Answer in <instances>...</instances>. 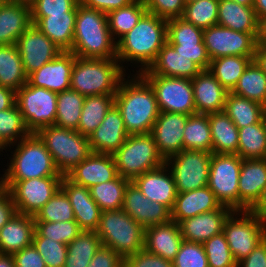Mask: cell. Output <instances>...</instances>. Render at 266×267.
Listing matches in <instances>:
<instances>
[{
    "label": "cell",
    "instance_id": "1",
    "mask_svg": "<svg viewBox=\"0 0 266 267\" xmlns=\"http://www.w3.org/2000/svg\"><path fill=\"white\" fill-rule=\"evenodd\" d=\"M167 42V20L146 12L138 23L116 43V59L125 69V62L141 73L157 58L158 52ZM132 63V64H131ZM138 64V66H137ZM140 64V65H139Z\"/></svg>",
    "mask_w": 266,
    "mask_h": 267
},
{
    "label": "cell",
    "instance_id": "2",
    "mask_svg": "<svg viewBox=\"0 0 266 267\" xmlns=\"http://www.w3.org/2000/svg\"><path fill=\"white\" fill-rule=\"evenodd\" d=\"M125 76L115 94L128 134L150 133L160 110L151 85L139 74ZM127 77V79H126Z\"/></svg>",
    "mask_w": 266,
    "mask_h": 267
},
{
    "label": "cell",
    "instance_id": "3",
    "mask_svg": "<svg viewBox=\"0 0 266 267\" xmlns=\"http://www.w3.org/2000/svg\"><path fill=\"white\" fill-rule=\"evenodd\" d=\"M71 52L79 58H116V42L111 36L106 13L77 3Z\"/></svg>",
    "mask_w": 266,
    "mask_h": 267
},
{
    "label": "cell",
    "instance_id": "4",
    "mask_svg": "<svg viewBox=\"0 0 266 267\" xmlns=\"http://www.w3.org/2000/svg\"><path fill=\"white\" fill-rule=\"evenodd\" d=\"M15 145V146H14ZM13 146L7 169L0 177V182H18L32 178L63 176L57 169L53 157L44 142L36 133H31ZM16 147V148H14ZM13 154V155H12Z\"/></svg>",
    "mask_w": 266,
    "mask_h": 267
},
{
    "label": "cell",
    "instance_id": "5",
    "mask_svg": "<svg viewBox=\"0 0 266 267\" xmlns=\"http://www.w3.org/2000/svg\"><path fill=\"white\" fill-rule=\"evenodd\" d=\"M128 75L116 58L75 57L70 89L84 96L115 95L121 80Z\"/></svg>",
    "mask_w": 266,
    "mask_h": 267
},
{
    "label": "cell",
    "instance_id": "6",
    "mask_svg": "<svg viewBox=\"0 0 266 267\" xmlns=\"http://www.w3.org/2000/svg\"><path fill=\"white\" fill-rule=\"evenodd\" d=\"M95 232L102 245L109 247L123 259L144 248L145 228L122 209L102 211Z\"/></svg>",
    "mask_w": 266,
    "mask_h": 267
},
{
    "label": "cell",
    "instance_id": "7",
    "mask_svg": "<svg viewBox=\"0 0 266 267\" xmlns=\"http://www.w3.org/2000/svg\"><path fill=\"white\" fill-rule=\"evenodd\" d=\"M118 175L132 182L143 173L165 164L151 133L129 134L123 145L112 154Z\"/></svg>",
    "mask_w": 266,
    "mask_h": 267
},
{
    "label": "cell",
    "instance_id": "8",
    "mask_svg": "<svg viewBox=\"0 0 266 267\" xmlns=\"http://www.w3.org/2000/svg\"><path fill=\"white\" fill-rule=\"evenodd\" d=\"M53 157L60 174L66 176L91 153L89 137L76 130L47 126L36 133Z\"/></svg>",
    "mask_w": 266,
    "mask_h": 267
},
{
    "label": "cell",
    "instance_id": "9",
    "mask_svg": "<svg viewBox=\"0 0 266 267\" xmlns=\"http://www.w3.org/2000/svg\"><path fill=\"white\" fill-rule=\"evenodd\" d=\"M16 105L30 133L52 126L56 118L57 93L32 86L28 81L16 91Z\"/></svg>",
    "mask_w": 266,
    "mask_h": 267
},
{
    "label": "cell",
    "instance_id": "10",
    "mask_svg": "<svg viewBox=\"0 0 266 267\" xmlns=\"http://www.w3.org/2000/svg\"><path fill=\"white\" fill-rule=\"evenodd\" d=\"M223 233L238 263L266 238V225L249 210L233 211L224 223Z\"/></svg>",
    "mask_w": 266,
    "mask_h": 267
},
{
    "label": "cell",
    "instance_id": "11",
    "mask_svg": "<svg viewBox=\"0 0 266 267\" xmlns=\"http://www.w3.org/2000/svg\"><path fill=\"white\" fill-rule=\"evenodd\" d=\"M211 155L205 151L182 150L166 159L177 193L208 186Z\"/></svg>",
    "mask_w": 266,
    "mask_h": 267
},
{
    "label": "cell",
    "instance_id": "12",
    "mask_svg": "<svg viewBox=\"0 0 266 267\" xmlns=\"http://www.w3.org/2000/svg\"><path fill=\"white\" fill-rule=\"evenodd\" d=\"M242 158L238 154L212 153L208 187L222 206L239 211L238 181Z\"/></svg>",
    "mask_w": 266,
    "mask_h": 267
},
{
    "label": "cell",
    "instance_id": "13",
    "mask_svg": "<svg viewBox=\"0 0 266 267\" xmlns=\"http://www.w3.org/2000/svg\"><path fill=\"white\" fill-rule=\"evenodd\" d=\"M64 176L32 178L18 182H0L12 196L16 212L35 216L61 188Z\"/></svg>",
    "mask_w": 266,
    "mask_h": 267
},
{
    "label": "cell",
    "instance_id": "14",
    "mask_svg": "<svg viewBox=\"0 0 266 267\" xmlns=\"http://www.w3.org/2000/svg\"><path fill=\"white\" fill-rule=\"evenodd\" d=\"M152 87L160 112L196 114L190 79L141 75Z\"/></svg>",
    "mask_w": 266,
    "mask_h": 267
},
{
    "label": "cell",
    "instance_id": "15",
    "mask_svg": "<svg viewBox=\"0 0 266 267\" xmlns=\"http://www.w3.org/2000/svg\"><path fill=\"white\" fill-rule=\"evenodd\" d=\"M258 35L216 24L203 30V42L210 60L232 55L254 56Z\"/></svg>",
    "mask_w": 266,
    "mask_h": 267
},
{
    "label": "cell",
    "instance_id": "16",
    "mask_svg": "<svg viewBox=\"0 0 266 267\" xmlns=\"http://www.w3.org/2000/svg\"><path fill=\"white\" fill-rule=\"evenodd\" d=\"M167 42L202 70H208L210 58L203 42V30L178 17L167 20Z\"/></svg>",
    "mask_w": 266,
    "mask_h": 267
},
{
    "label": "cell",
    "instance_id": "17",
    "mask_svg": "<svg viewBox=\"0 0 266 267\" xmlns=\"http://www.w3.org/2000/svg\"><path fill=\"white\" fill-rule=\"evenodd\" d=\"M16 46L27 76L40 69L47 62L52 61L62 52L34 24H31L19 37Z\"/></svg>",
    "mask_w": 266,
    "mask_h": 267
},
{
    "label": "cell",
    "instance_id": "18",
    "mask_svg": "<svg viewBox=\"0 0 266 267\" xmlns=\"http://www.w3.org/2000/svg\"><path fill=\"white\" fill-rule=\"evenodd\" d=\"M122 210L144 228L171 220V211L144 196L133 182H129L126 187Z\"/></svg>",
    "mask_w": 266,
    "mask_h": 267
},
{
    "label": "cell",
    "instance_id": "19",
    "mask_svg": "<svg viewBox=\"0 0 266 267\" xmlns=\"http://www.w3.org/2000/svg\"><path fill=\"white\" fill-rule=\"evenodd\" d=\"M188 117L187 114L160 112L154 122L150 133L165 160L184 150L183 133Z\"/></svg>",
    "mask_w": 266,
    "mask_h": 267
},
{
    "label": "cell",
    "instance_id": "20",
    "mask_svg": "<svg viewBox=\"0 0 266 267\" xmlns=\"http://www.w3.org/2000/svg\"><path fill=\"white\" fill-rule=\"evenodd\" d=\"M75 55L71 51L60 52L52 61L28 76V82L35 87H42L60 93L70 89L71 72Z\"/></svg>",
    "mask_w": 266,
    "mask_h": 267
},
{
    "label": "cell",
    "instance_id": "21",
    "mask_svg": "<svg viewBox=\"0 0 266 267\" xmlns=\"http://www.w3.org/2000/svg\"><path fill=\"white\" fill-rule=\"evenodd\" d=\"M129 136L120 111L114 105L89 136L92 153L114 154Z\"/></svg>",
    "mask_w": 266,
    "mask_h": 267
},
{
    "label": "cell",
    "instance_id": "22",
    "mask_svg": "<svg viewBox=\"0 0 266 267\" xmlns=\"http://www.w3.org/2000/svg\"><path fill=\"white\" fill-rule=\"evenodd\" d=\"M61 189L70 200L74 218L79 227L82 230L95 231L98 228L102 210L90 195L89 188L78 185L64 176L61 181Z\"/></svg>",
    "mask_w": 266,
    "mask_h": 267
},
{
    "label": "cell",
    "instance_id": "23",
    "mask_svg": "<svg viewBox=\"0 0 266 267\" xmlns=\"http://www.w3.org/2000/svg\"><path fill=\"white\" fill-rule=\"evenodd\" d=\"M66 176L72 182L90 188L115 179L118 172L113 155L91 153Z\"/></svg>",
    "mask_w": 266,
    "mask_h": 267
},
{
    "label": "cell",
    "instance_id": "24",
    "mask_svg": "<svg viewBox=\"0 0 266 267\" xmlns=\"http://www.w3.org/2000/svg\"><path fill=\"white\" fill-rule=\"evenodd\" d=\"M144 196L166 206L170 211L177 191L172 174L166 164L139 175L132 181Z\"/></svg>",
    "mask_w": 266,
    "mask_h": 267
},
{
    "label": "cell",
    "instance_id": "25",
    "mask_svg": "<svg viewBox=\"0 0 266 267\" xmlns=\"http://www.w3.org/2000/svg\"><path fill=\"white\" fill-rule=\"evenodd\" d=\"M233 212L227 206L204 212L179 223L182 238L188 242L204 243L211 237L223 232L226 219Z\"/></svg>",
    "mask_w": 266,
    "mask_h": 267
},
{
    "label": "cell",
    "instance_id": "26",
    "mask_svg": "<svg viewBox=\"0 0 266 267\" xmlns=\"http://www.w3.org/2000/svg\"><path fill=\"white\" fill-rule=\"evenodd\" d=\"M31 24L28 1L4 0L0 4V45L16 44Z\"/></svg>",
    "mask_w": 266,
    "mask_h": 267
},
{
    "label": "cell",
    "instance_id": "27",
    "mask_svg": "<svg viewBox=\"0 0 266 267\" xmlns=\"http://www.w3.org/2000/svg\"><path fill=\"white\" fill-rule=\"evenodd\" d=\"M194 103L197 114H210L224 111L229 93L209 70H201L193 79Z\"/></svg>",
    "mask_w": 266,
    "mask_h": 267
},
{
    "label": "cell",
    "instance_id": "28",
    "mask_svg": "<svg viewBox=\"0 0 266 267\" xmlns=\"http://www.w3.org/2000/svg\"><path fill=\"white\" fill-rule=\"evenodd\" d=\"M266 187V158L242 159L238 181L239 211L249 210Z\"/></svg>",
    "mask_w": 266,
    "mask_h": 267
},
{
    "label": "cell",
    "instance_id": "29",
    "mask_svg": "<svg viewBox=\"0 0 266 267\" xmlns=\"http://www.w3.org/2000/svg\"><path fill=\"white\" fill-rule=\"evenodd\" d=\"M178 223L170 220L145 228L144 250L173 261L183 242Z\"/></svg>",
    "mask_w": 266,
    "mask_h": 267
},
{
    "label": "cell",
    "instance_id": "30",
    "mask_svg": "<svg viewBox=\"0 0 266 267\" xmlns=\"http://www.w3.org/2000/svg\"><path fill=\"white\" fill-rule=\"evenodd\" d=\"M202 69L192 60L182 54L166 42L158 52L157 58L148 69L140 75H159L166 77H179L193 79Z\"/></svg>",
    "mask_w": 266,
    "mask_h": 267
},
{
    "label": "cell",
    "instance_id": "31",
    "mask_svg": "<svg viewBox=\"0 0 266 267\" xmlns=\"http://www.w3.org/2000/svg\"><path fill=\"white\" fill-rule=\"evenodd\" d=\"M77 4L64 14L31 16L32 24L42 31L61 51L73 47Z\"/></svg>",
    "mask_w": 266,
    "mask_h": 267
},
{
    "label": "cell",
    "instance_id": "32",
    "mask_svg": "<svg viewBox=\"0 0 266 267\" xmlns=\"http://www.w3.org/2000/svg\"><path fill=\"white\" fill-rule=\"evenodd\" d=\"M221 207V203L208 186L184 193H177L171 210V220L179 224L182 220L204 212L217 210Z\"/></svg>",
    "mask_w": 266,
    "mask_h": 267
},
{
    "label": "cell",
    "instance_id": "33",
    "mask_svg": "<svg viewBox=\"0 0 266 267\" xmlns=\"http://www.w3.org/2000/svg\"><path fill=\"white\" fill-rule=\"evenodd\" d=\"M34 216L15 213L0 229V253L13 254L32 244Z\"/></svg>",
    "mask_w": 266,
    "mask_h": 267
},
{
    "label": "cell",
    "instance_id": "34",
    "mask_svg": "<svg viewBox=\"0 0 266 267\" xmlns=\"http://www.w3.org/2000/svg\"><path fill=\"white\" fill-rule=\"evenodd\" d=\"M217 24L244 33H259V21L253 6L219 0Z\"/></svg>",
    "mask_w": 266,
    "mask_h": 267
},
{
    "label": "cell",
    "instance_id": "35",
    "mask_svg": "<svg viewBox=\"0 0 266 267\" xmlns=\"http://www.w3.org/2000/svg\"><path fill=\"white\" fill-rule=\"evenodd\" d=\"M212 138V153L237 154L239 133L234 122L224 112L208 114Z\"/></svg>",
    "mask_w": 266,
    "mask_h": 267
},
{
    "label": "cell",
    "instance_id": "36",
    "mask_svg": "<svg viewBox=\"0 0 266 267\" xmlns=\"http://www.w3.org/2000/svg\"><path fill=\"white\" fill-rule=\"evenodd\" d=\"M27 81L16 44L0 45V85L16 92Z\"/></svg>",
    "mask_w": 266,
    "mask_h": 267
},
{
    "label": "cell",
    "instance_id": "37",
    "mask_svg": "<svg viewBox=\"0 0 266 267\" xmlns=\"http://www.w3.org/2000/svg\"><path fill=\"white\" fill-rule=\"evenodd\" d=\"M115 105V95L85 96L77 131L89 137Z\"/></svg>",
    "mask_w": 266,
    "mask_h": 267
},
{
    "label": "cell",
    "instance_id": "38",
    "mask_svg": "<svg viewBox=\"0 0 266 267\" xmlns=\"http://www.w3.org/2000/svg\"><path fill=\"white\" fill-rule=\"evenodd\" d=\"M254 56H224L210 61L209 71L231 92Z\"/></svg>",
    "mask_w": 266,
    "mask_h": 267
},
{
    "label": "cell",
    "instance_id": "39",
    "mask_svg": "<svg viewBox=\"0 0 266 267\" xmlns=\"http://www.w3.org/2000/svg\"><path fill=\"white\" fill-rule=\"evenodd\" d=\"M263 108L264 106L259 102L229 92L224 112L239 129L259 123L262 120Z\"/></svg>",
    "mask_w": 266,
    "mask_h": 267
},
{
    "label": "cell",
    "instance_id": "40",
    "mask_svg": "<svg viewBox=\"0 0 266 267\" xmlns=\"http://www.w3.org/2000/svg\"><path fill=\"white\" fill-rule=\"evenodd\" d=\"M84 101L85 96L72 89L57 93L54 126L77 131Z\"/></svg>",
    "mask_w": 266,
    "mask_h": 267
},
{
    "label": "cell",
    "instance_id": "41",
    "mask_svg": "<svg viewBox=\"0 0 266 267\" xmlns=\"http://www.w3.org/2000/svg\"><path fill=\"white\" fill-rule=\"evenodd\" d=\"M184 150L212 153V138L208 114L189 115L183 133Z\"/></svg>",
    "mask_w": 266,
    "mask_h": 267
},
{
    "label": "cell",
    "instance_id": "42",
    "mask_svg": "<svg viewBox=\"0 0 266 267\" xmlns=\"http://www.w3.org/2000/svg\"><path fill=\"white\" fill-rule=\"evenodd\" d=\"M231 93L266 106V74L254 60L246 67Z\"/></svg>",
    "mask_w": 266,
    "mask_h": 267
},
{
    "label": "cell",
    "instance_id": "43",
    "mask_svg": "<svg viewBox=\"0 0 266 267\" xmlns=\"http://www.w3.org/2000/svg\"><path fill=\"white\" fill-rule=\"evenodd\" d=\"M147 12L142 0H135L130 5L113 10L107 14L111 36L117 43L127 34Z\"/></svg>",
    "mask_w": 266,
    "mask_h": 267
},
{
    "label": "cell",
    "instance_id": "44",
    "mask_svg": "<svg viewBox=\"0 0 266 267\" xmlns=\"http://www.w3.org/2000/svg\"><path fill=\"white\" fill-rule=\"evenodd\" d=\"M237 154L242 159L266 158V131L262 120L259 123L238 129Z\"/></svg>",
    "mask_w": 266,
    "mask_h": 267
},
{
    "label": "cell",
    "instance_id": "45",
    "mask_svg": "<svg viewBox=\"0 0 266 267\" xmlns=\"http://www.w3.org/2000/svg\"><path fill=\"white\" fill-rule=\"evenodd\" d=\"M129 182L128 179L118 175L113 180L91 186L90 195L102 211L122 209Z\"/></svg>",
    "mask_w": 266,
    "mask_h": 267
},
{
    "label": "cell",
    "instance_id": "46",
    "mask_svg": "<svg viewBox=\"0 0 266 267\" xmlns=\"http://www.w3.org/2000/svg\"><path fill=\"white\" fill-rule=\"evenodd\" d=\"M30 134L16 103L11 108L0 111V144L4 148Z\"/></svg>",
    "mask_w": 266,
    "mask_h": 267
},
{
    "label": "cell",
    "instance_id": "47",
    "mask_svg": "<svg viewBox=\"0 0 266 267\" xmlns=\"http://www.w3.org/2000/svg\"><path fill=\"white\" fill-rule=\"evenodd\" d=\"M219 0H195L185 4L182 18L204 30L217 24Z\"/></svg>",
    "mask_w": 266,
    "mask_h": 267
},
{
    "label": "cell",
    "instance_id": "48",
    "mask_svg": "<svg viewBox=\"0 0 266 267\" xmlns=\"http://www.w3.org/2000/svg\"><path fill=\"white\" fill-rule=\"evenodd\" d=\"M35 221H75L73 208L66 193L60 188L34 216Z\"/></svg>",
    "mask_w": 266,
    "mask_h": 267
},
{
    "label": "cell",
    "instance_id": "49",
    "mask_svg": "<svg viewBox=\"0 0 266 267\" xmlns=\"http://www.w3.org/2000/svg\"><path fill=\"white\" fill-rule=\"evenodd\" d=\"M35 231L41 237L57 240V242L68 245L82 232V229L76 221H35Z\"/></svg>",
    "mask_w": 266,
    "mask_h": 267
},
{
    "label": "cell",
    "instance_id": "50",
    "mask_svg": "<svg viewBox=\"0 0 266 267\" xmlns=\"http://www.w3.org/2000/svg\"><path fill=\"white\" fill-rule=\"evenodd\" d=\"M203 247L208 267H237L223 232L206 240Z\"/></svg>",
    "mask_w": 266,
    "mask_h": 267
},
{
    "label": "cell",
    "instance_id": "51",
    "mask_svg": "<svg viewBox=\"0 0 266 267\" xmlns=\"http://www.w3.org/2000/svg\"><path fill=\"white\" fill-rule=\"evenodd\" d=\"M32 244L42 256L47 267H64L67 256L66 244L41 237L36 231Z\"/></svg>",
    "mask_w": 266,
    "mask_h": 267
},
{
    "label": "cell",
    "instance_id": "52",
    "mask_svg": "<svg viewBox=\"0 0 266 267\" xmlns=\"http://www.w3.org/2000/svg\"><path fill=\"white\" fill-rule=\"evenodd\" d=\"M173 267H208L207 256L202 243L183 240L172 261Z\"/></svg>",
    "mask_w": 266,
    "mask_h": 267
},
{
    "label": "cell",
    "instance_id": "53",
    "mask_svg": "<svg viewBox=\"0 0 266 267\" xmlns=\"http://www.w3.org/2000/svg\"><path fill=\"white\" fill-rule=\"evenodd\" d=\"M101 245V239L95 231L82 230V232L67 245V253L71 256L92 258Z\"/></svg>",
    "mask_w": 266,
    "mask_h": 267
},
{
    "label": "cell",
    "instance_id": "54",
    "mask_svg": "<svg viewBox=\"0 0 266 267\" xmlns=\"http://www.w3.org/2000/svg\"><path fill=\"white\" fill-rule=\"evenodd\" d=\"M147 12L165 20L182 17L185 10L184 0H142Z\"/></svg>",
    "mask_w": 266,
    "mask_h": 267
},
{
    "label": "cell",
    "instance_id": "55",
    "mask_svg": "<svg viewBox=\"0 0 266 267\" xmlns=\"http://www.w3.org/2000/svg\"><path fill=\"white\" fill-rule=\"evenodd\" d=\"M78 0H31V16H49L69 12Z\"/></svg>",
    "mask_w": 266,
    "mask_h": 267
},
{
    "label": "cell",
    "instance_id": "56",
    "mask_svg": "<svg viewBox=\"0 0 266 267\" xmlns=\"http://www.w3.org/2000/svg\"><path fill=\"white\" fill-rule=\"evenodd\" d=\"M124 267H173V262L143 249L125 257Z\"/></svg>",
    "mask_w": 266,
    "mask_h": 267
},
{
    "label": "cell",
    "instance_id": "57",
    "mask_svg": "<svg viewBox=\"0 0 266 267\" xmlns=\"http://www.w3.org/2000/svg\"><path fill=\"white\" fill-rule=\"evenodd\" d=\"M88 267H124V259L109 247L101 245Z\"/></svg>",
    "mask_w": 266,
    "mask_h": 267
},
{
    "label": "cell",
    "instance_id": "58",
    "mask_svg": "<svg viewBox=\"0 0 266 267\" xmlns=\"http://www.w3.org/2000/svg\"><path fill=\"white\" fill-rule=\"evenodd\" d=\"M15 267H47L33 244L12 254Z\"/></svg>",
    "mask_w": 266,
    "mask_h": 267
},
{
    "label": "cell",
    "instance_id": "59",
    "mask_svg": "<svg viewBox=\"0 0 266 267\" xmlns=\"http://www.w3.org/2000/svg\"><path fill=\"white\" fill-rule=\"evenodd\" d=\"M237 267H266V238L238 262Z\"/></svg>",
    "mask_w": 266,
    "mask_h": 267
},
{
    "label": "cell",
    "instance_id": "60",
    "mask_svg": "<svg viewBox=\"0 0 266 267\" xmlns=\"http://www.w3.org/2000/svg\"><path fill=\"white\" fill-rule=\"evenodd\" d=\"M134 1L135 0H81L80 3L86 7L108 14L113 10L130 5Z\"/></svg>",
    "mask_w": 266,
    "mask_h": 267
},
{
    "label": "cell",
    "instance_id": "61",
    "mask_svg": "<svg viewBox=\"0 0 266 267\" xmlns=\"http://www.w3.org/2000/svg\"><path fill=\"white\" fill-rule=\"evenodd\" d=\"M16 213L15 204L9 191L0 186V229Z\"/></svg>",
    "mask_w": 266,
    "mask_h": 267
},
{
    "label": "cell",
    "instance_id": "62",
    "mask_svg": "<svg viewBox=\"0 0 266 267\" xmlns=\"http://www.w3.org/2000/svg\"><path fill=\"white\" fill-rule=\"evenodd\" d=\"M16 92L0 85V111L11 108L16 102Z\"/></svg>",
    "mask_w": 266,
    "mask_h": 267
},
{
    "label": "cell",
    "instance_id": "63",
    "mask_svg": "<svg viewBox=\"0 0 266 267\" xmlns=\"http://www.w3.org/2000/svg\"><path fill=\"white\" fill-rule=\"evenodd\" d=\"M266 225V187L261 193L258 201L249 209Z\"/></svg>",
    "mask_w": 266,
    "mask_h": 267
},
{
    "label": "cell",
    "instance_id": "64",
    "mask_svg": "<svg viewBox=\"0 0 266 267\" xmlns=\"http://www.w3.org/2000/svg\"><path fill=\"white\" fill-rule=\"evenodd\" d=\"M255 63L266 74V45L257 44L255 48L254 58Z\"/></svg>",
    "mask_w": 266,
    "mask_h": 267
},
{
    "label": "cell",
    "instance_id": "65",
    "mask_svg": "<svg viewBox=\"0 0 266 267\" xmlns=\"http://www.w3.org/2000/svg\"><path fill=\"white\" fill-rule=\"evenodd\" d=\"M92 258L71 256L67 253L64 267H88Z\"/></svg>",
    "mask_w": 266,
    "mask_h": 267
},
{
    "label": "cell",
    "instance_id": "66",
    "mask_svg": "<svg viewBox=\"0 0 266 267\" xmlns=\"http://www.w3.org/2000/svg\"><path fill=\"white\" fill-rule=\"evenodd\" d=\"M253 8L258 21L266 18V0H254Z\"/></svg>",
    "mask_w": 266,
    "mask_h": 267
},
{
    "label": "cell",
    "instance_id": "67",
    "mask_svg": "<svg viewBox=\"0 0 266 267\" xmlns=\"http://www.w3.org/2000/svg\"><path fill=\"white\" fill-rule=\"evenodd\" d=\"M257 44L266 45V18L259 21V35Z\"/></svg>",
    "mask_w": 266,
    "mask_h": 267
},
{
    "label": "cell",
    "instance_id": "68",
    "mask_svg": "<svg viewBox=\"0 0 266 267\" xmlns=\"http://www.w3.org/2000/svg\"><path fill=\"white\" fill-rule=\"evenodd\" d=\"M0 267H15V263L11 254L0 253Z\"/></svg>",
    "mask_w": 266,
    "mask_h": 267
},
{
    "label": "cell",
    "instance_id": "69",
    "mask_svg": "<svg viewBox=\"0 0 266 267\" xmlns=\"http://www.w3.org/2000/svg\"><path fill=\"white\" fill-rule=\"evenodd\" d=\"M244 6H253L254 0H230Z\"/></svg>",
    "mask_w": 266,
    "mask_h": 267
},
{
    "label": "cell",
    "instance_id": "70",
    "mask_svg": "<svg viewBox=\"0 0 266 267\" xmlns=\"http://www.w3.org/2000/svg\"><path fill=\"white\" fill-rule=\"evenodd\" d=\"M262 122L264 124L265 131H266V106H264L263 111H262Z\"/></svg>",
    "mask_w": 266,
    "mask_h": 267
},
{
    "label": "cell",
    "instance_id": "71",
    "mask_svg": "<svg viewBox=\"0 0 266 267\" xmlns=\"http://www.w3.org/2000/svg\"><path fill=\"white\" fill-rule=\"evenodd\" d=\"M3 150H5V148L0 144V152H4Z\"/></svg>",
    "mask_w": 266,
    "mask_h": 267
},
{
    "label": "cell",
    "instance_id": "72",
    "mask_svg": "<svg viewBox=\"0 0 266 267\" xmlns=\"http://www.w3.org/2000/svg\"><path fill=\"white\" fill-rule=\"evenodd\" d=\"M184 1H185V4H187V3L195 1V0H184Z\"/></svg>",
    "mask_w": 266,
    "mask_h": 267
}]
</instances>
